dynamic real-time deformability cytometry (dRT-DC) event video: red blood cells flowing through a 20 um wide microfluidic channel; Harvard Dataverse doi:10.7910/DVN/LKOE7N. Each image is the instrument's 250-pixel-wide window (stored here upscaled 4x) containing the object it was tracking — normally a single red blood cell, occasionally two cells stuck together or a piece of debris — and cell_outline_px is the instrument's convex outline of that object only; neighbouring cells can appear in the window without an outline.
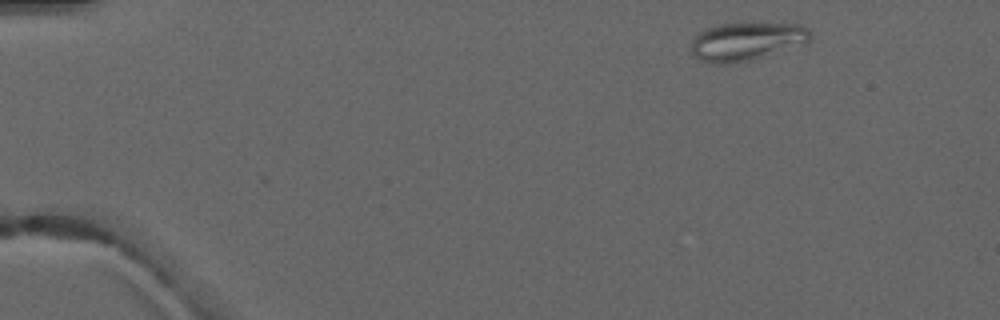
{"species": "common noctule bat (a hibernating species)", "species_latin": "Nyctalus noctula", "temperature_condition": "warm", "stored_images_in_passage": 2, "camera_frame_rate_fps": 3000, "um_per_image_px": 0.085, "animal": {"sex": "male", "forearm_length_mm": 52.5}, "frame": {"image": 1, "passage_image": 1, "time_ms": 0.0, "image_size_px": [1000, 320], "cell_outline_px": [[812, 40], [804, 44], [752, 60], [728, 64], [712, 64], [700, 60], [692, 56], [692, 40], [704, 28], [716, 24], [800, 24], [808, 28]], "centroid_in_image_um": [63.44, 3.54], "position_along_channel_um": 21.6, "area_um2": 26.59}}